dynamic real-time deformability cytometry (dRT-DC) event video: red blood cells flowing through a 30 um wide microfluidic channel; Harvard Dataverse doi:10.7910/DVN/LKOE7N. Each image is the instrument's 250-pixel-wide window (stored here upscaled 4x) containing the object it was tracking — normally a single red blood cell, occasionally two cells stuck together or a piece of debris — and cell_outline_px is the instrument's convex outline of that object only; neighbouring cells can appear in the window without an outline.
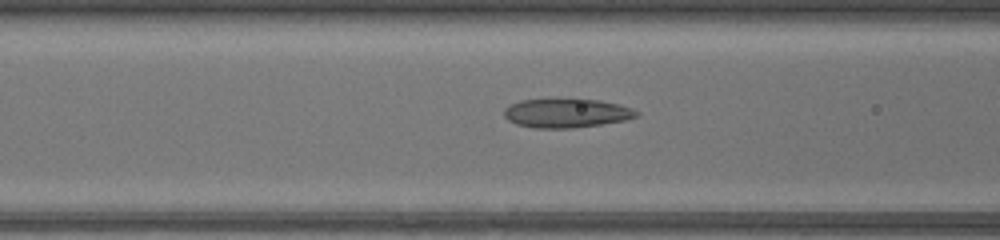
{"species": "common noctule bat (a hibernating species)", "species_latin": "Nyctalus noctula", "temperature_condition": "warm", "stored_images_in_passage": 30, "camera_frame_rate_fps": 3000, "um_per_image_px": 0.085, "animal": {"sex": "female", "body_mass_g": 17.0, "forearm_length_mm": 48.0}, "frame": {"image": 1, "passage_image": 7, "time_ms": 2.0, "image_size_px": [1000, 240], "cell_outline_px": [[640, 116], [624, 120], [600, 124], [572, 128], [536, 128], [516, 124], [508, 120], [504, 116], [504, 108], [508, 104], [520, 100], [600, 100], [620, 104], [632, 108], [640, 112]], "centroid_in_image_um": [48.15, 9.62], "position_along_channel_um": 118.4, "area_um2": 22.25}}
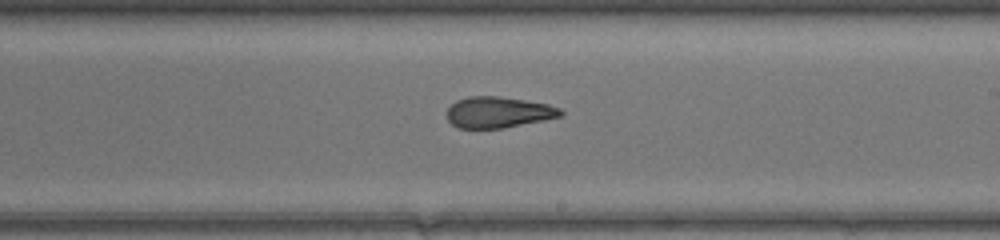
{"frame": {"image": 2, "passage_image": 16, "time_ms": 5.0, "image_size_px": [1000, 240], "cell_outline_px": [[564, 112], [560, 116], [544, 120], [500, 128], [456, 128], [448, 120], [448, 108], [456, 100], [468, 96], [500, 96], [548, 104], [560, 108]], "centroid_in_image_um": [42.34, 9.53], "position_along_channel_um": 246.7, "area_um2": 20.46}}
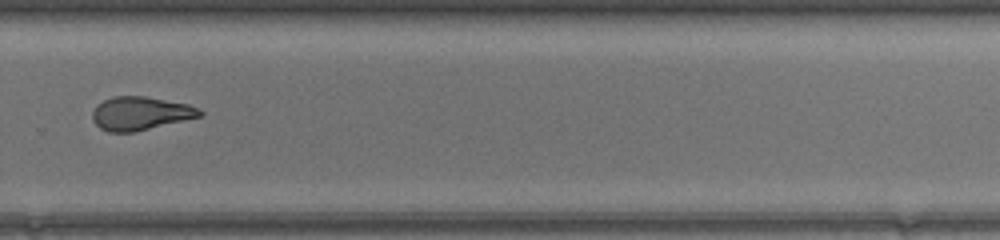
{"frame": {"image": 3, "passage_image": 21, "time_ms": 6.667, "image_size_px": [1000, 240], "cell_outline_px": [[204, 112], [200, 116], [136, 132], [108, 132], [100, 128], [92, 120], [92, 112], [104, 100], [116, 96], [144, 96], [188, 104]], "centroid_in_image_um": [11.92, 9.65], "position_along_channel_um": 317.9, "area_um2": 20.63}}